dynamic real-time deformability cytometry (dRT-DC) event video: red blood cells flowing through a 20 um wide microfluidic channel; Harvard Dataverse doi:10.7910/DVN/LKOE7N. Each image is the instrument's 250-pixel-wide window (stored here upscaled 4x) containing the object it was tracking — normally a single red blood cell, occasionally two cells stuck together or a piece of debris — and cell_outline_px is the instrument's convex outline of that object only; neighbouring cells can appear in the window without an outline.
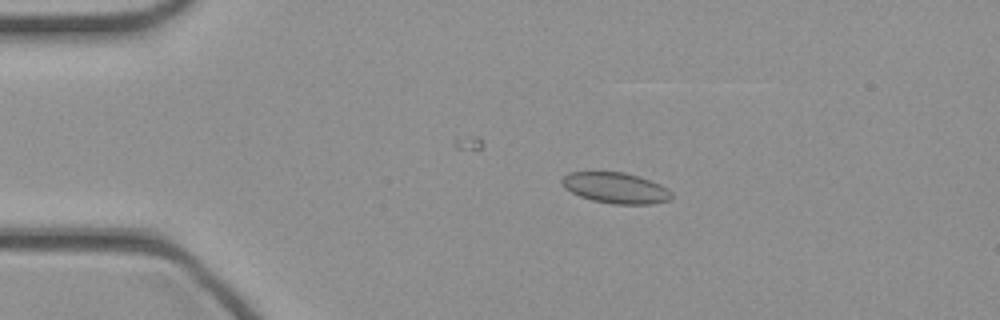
{"species": "common noctule bat (a hibernating species)", "species_latin": "Nyctalus noctula", "temperature_condition": "cold", "stored_images_in_passage": 8, "camera_frame_rate_fps": 3000, "um_per_image_px": 0.085, "animal": {"sex": "female", "body_mass_g": 21.9}, "frame": {"image": 1, "passage_image": 8, "time_ms": 2.333, "image_size_px": [1000, 320], "cell_outline_px": [[672, 196], [668, 200], [652, 204], [612, 204], [592, 200], [580, 196], [564, 188], [560, 184], [560, 180], [568, 172], [624, 172], [660, 184], [668, 188], [672, 192]], "centroid_in_image_um": [52.3, 15.98], "position_along_channel_um": 32.7, "area_um2": 19.65}}